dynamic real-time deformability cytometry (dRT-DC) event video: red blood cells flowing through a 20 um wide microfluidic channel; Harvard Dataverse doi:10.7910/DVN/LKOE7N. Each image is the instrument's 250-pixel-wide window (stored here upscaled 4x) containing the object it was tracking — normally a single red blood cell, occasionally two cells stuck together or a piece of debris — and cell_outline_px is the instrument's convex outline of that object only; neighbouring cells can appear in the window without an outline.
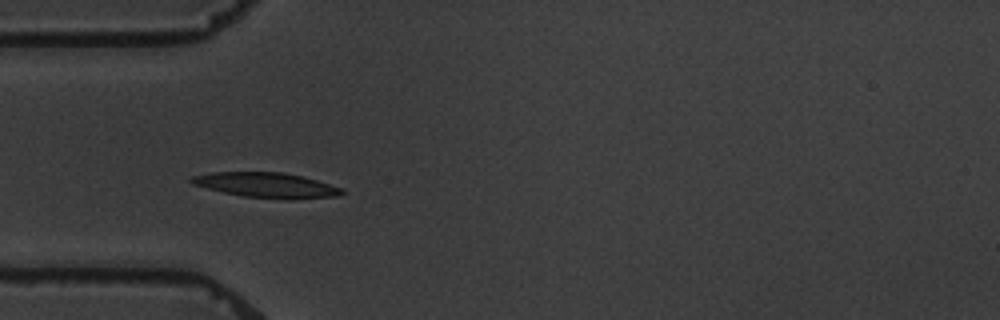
{"species": "common noctule bat (a hibernating species)", "species_latin": "Nyctalus noctula", "temperature_condition": "warm", "stored_images_in_passage": 6, "camera_frame_rate_fps": 3000, "um_per_image_px": 0.085, "animal": {"sex": "male", "body_mass_g": 19.5, "forearm_length_mm": 54.6}, "frame": {"image": 1, "passage_image": 5, "time_ms": 5.0, "image_size_px": [1000, 320], "cell_outline_px": [[344, 192], [336, 196], [292, 200], [288, 200], [244, 196], [224, 192], [192, 184], [188, 180], [192, 176], [212, 172], [284, 172], [316, 180], [344, 188]], "centroid_in_image_um": [22.67, 15.74], "position_along_channel_um": 62.3, "area_um2": 21.96}}
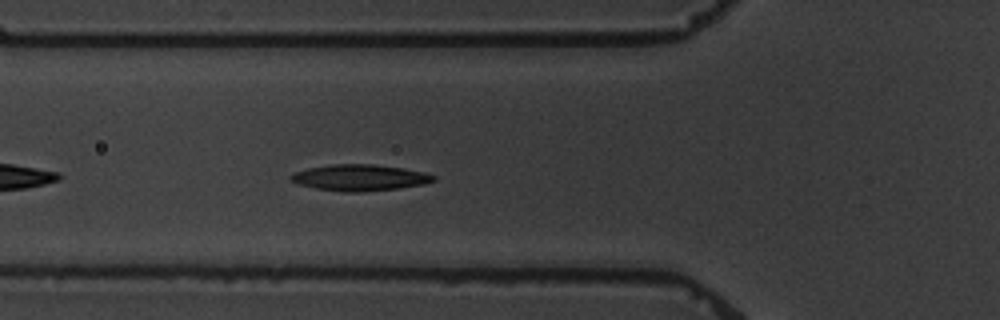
{"frame": {"image": 2, "passage_image": 6, "time_ms": 6.0, "image_size_px": [1000, 320], "cell_outline_px": [[436, 180], [424, 184], [400, 188], [360, 192], [344, 192], [316, 188], [300, 184], [292, 180], [288, 176], [296, 172], [308, 168], [332, 164], [372, 164], [404, 168], [424, 172], [436, 176]], "centroid_in_image_um": [30.62, 15.1], "position_along_channel_um": 95.2, "area_um2": 21.73}}